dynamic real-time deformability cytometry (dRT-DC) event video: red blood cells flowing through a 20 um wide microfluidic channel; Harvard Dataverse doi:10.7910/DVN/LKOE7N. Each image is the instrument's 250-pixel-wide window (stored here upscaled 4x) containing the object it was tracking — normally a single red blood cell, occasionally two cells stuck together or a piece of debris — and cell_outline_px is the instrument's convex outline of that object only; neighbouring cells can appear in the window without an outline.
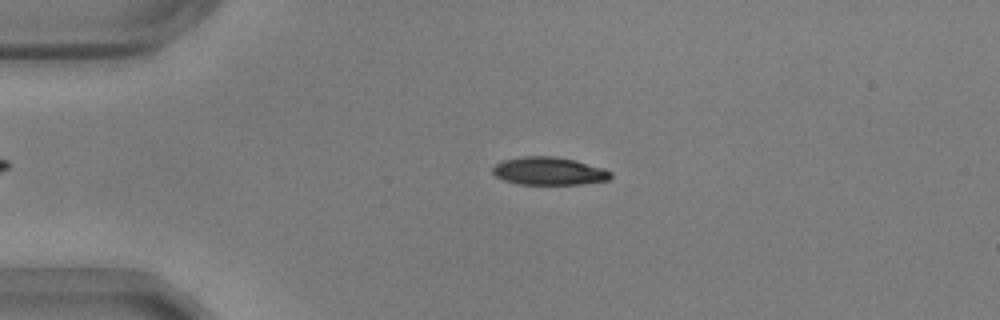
{"species": "common noctule bat (a hibernating species)", "species_latin": "Nyctalus noctula", "temperature_condition": "warm", "stored_images_in_passage": 51, "camera_frame_rate_fps": 3000, "um_per_image_px": 0.085, "animal": {"sex": "male", "body_mass_g": 17.9, "forearm_length_mm": 54.2}, "frame": {"image": 1, "passage_image": 8, "time_ms": 2.333, "image_size_px": [1000, 320], "cell_outline_px": [[612, 176], [608, 180], [580, 184], [520, 184], [504, 180], [496, 176], [492, 172], [492, 168], [500, 160], [520, 156], [556, 156], [576, 160], [604, 168], [612, 172]], "centroid_in_image_um": [46.65, 14.52], "position_along_channel_um": 38.3, "area_um2": 19.36}}
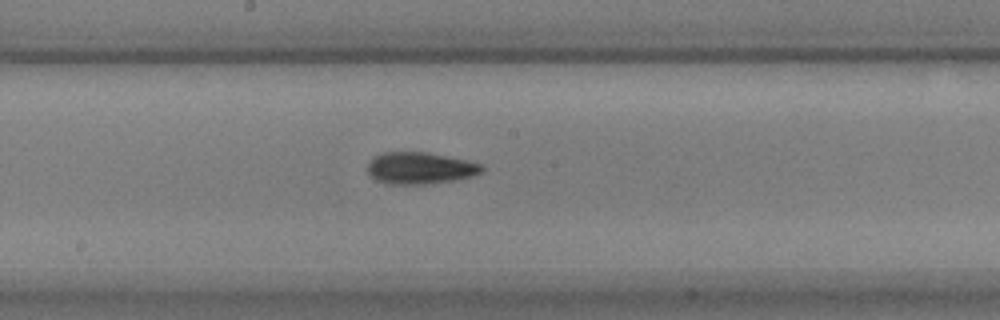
{"frame": {"image": 2, "passage_image": 25, "time_ms": 8.0, "image_size_px": [1000, 320], "cell_outline_px": [[484, 168], [480, 172], [472, 176], [460, 180], [424, 184], [384, 184], [376, 180], [368, 172], [368, 164], [372, 156], [384, 152], [428, 152], [484, 164]], "centroid_in_image_um": [35.7, 14.29], "position_along_channel_um": 212.5, "area_um2": 21.39}}
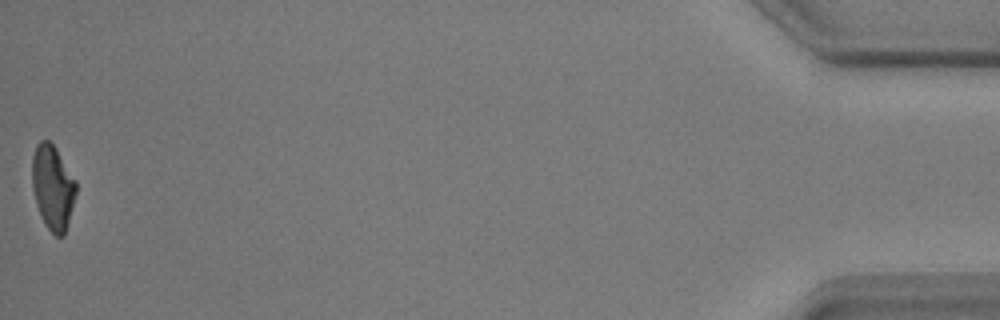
{"frame": {"image": 3, "passage_image": 51, "time_ms": 16.667, "image_size_px": [1000, 320], "cell_outline_px": [[76, 192], [64, 236], [56, 236], [48, 228], [36, 204], [32, 188], [32, 156], [36, 144], [40, 140], [48, 140], [56, 148], [76, 180]], "centroid_in_image_um": [4.47, 15.88], "position_along_channel_um": 430.7, "area_um2": 21.44}, "authors_computed_cell_mechanics": {"area_um2": 20.8658, "velocity_mm_per_s": 3.6459, "shape_relaxation_time_tau1_ms": 5.9823, "shape_relaxation_time_tau2_ms": 7.0849, "deformation_change_tau1": 0.1744, "deformation_change_tau2": 0.1344}}